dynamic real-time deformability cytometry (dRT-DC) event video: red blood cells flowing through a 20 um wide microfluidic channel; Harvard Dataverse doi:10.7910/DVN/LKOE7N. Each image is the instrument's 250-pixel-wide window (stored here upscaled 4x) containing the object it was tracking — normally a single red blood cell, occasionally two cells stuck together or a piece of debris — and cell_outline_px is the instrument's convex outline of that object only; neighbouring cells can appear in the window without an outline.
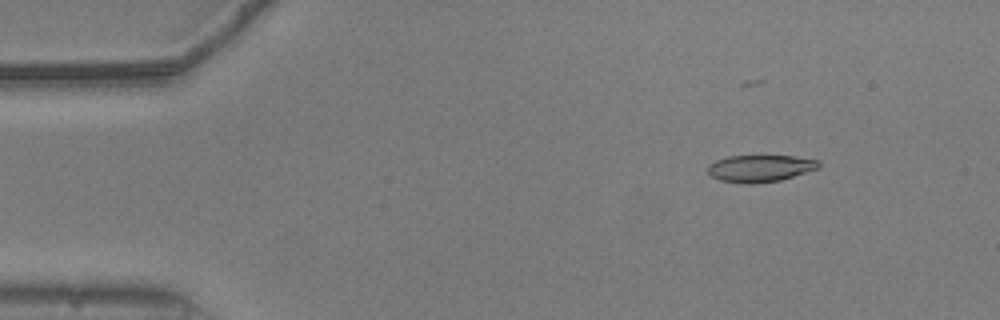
{"species": "common noctule bat (a hibernating species)", "species_latin": "Nyctalus noctula", "temperature_condition": "warm", "stored_images_in_passage": 47, "camera_frame_rate_fps": 3000, "um_per_image_px": 0.085, "animal": {"sex": "male", "body_mass_g": 20.5, "forearm_length_mm": 52.5}, "frame": {"image": 1, "passage_image": 1, "time_ms": 0.0, "image_size_px": [1000, 320], "cell_outline_px": [[820, 168], [780, 180], [752, 184], [748, 184], [720, 180], [712, 176], [708, 172], [708, 164], [716, 160], [728, 156], [796, 156], [820, 160]], "centroid_in_image_um": [64.63, 14.3], "position_along_channel_um": 20.4, "area_um2": 17.46}}
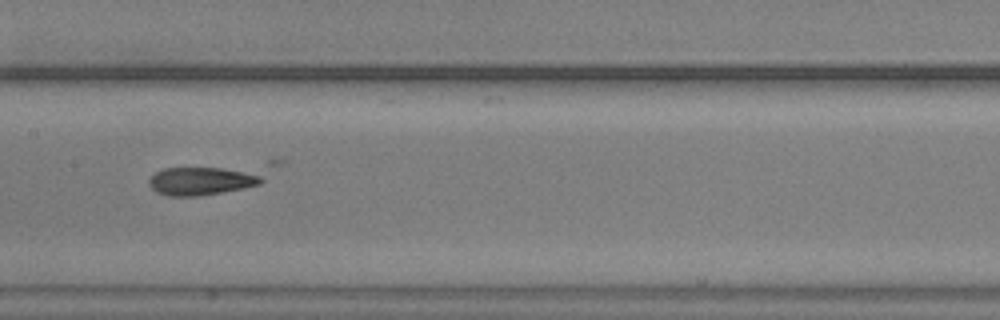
{"frame": {"image": 2, "passage_image": 21, "time_ms": 6.667, "image_size_px": [1000, 320], "cell_outline_px": [[284, 164], [260, 184], [244, 188], [200, 196], [168, 196], [156, 192], [148, 184], [148, 180], [156, 172], [164, 168], [268, 160], [284, 160]], "centroid_in_image_um": [18.02, 15.11], "position_along_channel_um": 189.4, "area_um2": 23.99}}
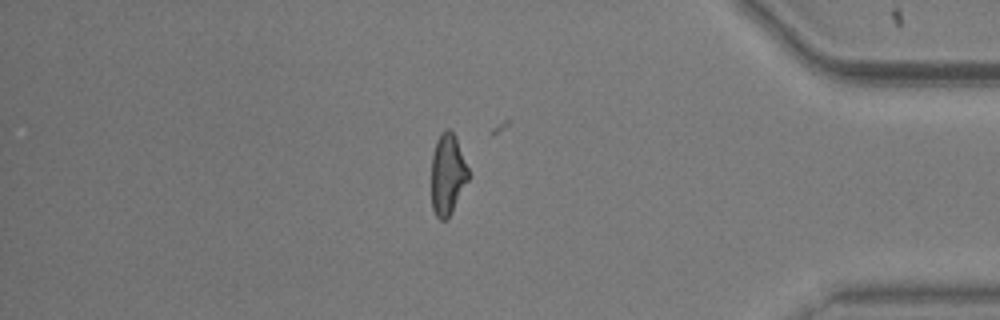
{"frame": {"image": 3, "passage_image": 40, "time_ms": 13.0, "image_size_px": [1000, 320], "cell_outline_px": [[468, 180], [452, 212], [444, 220], [440, 220], [436, 216], [432, 208], [432, 152], [436, 140], [444, 128], [448, 128], [456, 136], [468, 168]], "centroid_in_image_um": [38.03, 14.79], "position_along_channel_um": 397.2, "area_um2": 17.46}}